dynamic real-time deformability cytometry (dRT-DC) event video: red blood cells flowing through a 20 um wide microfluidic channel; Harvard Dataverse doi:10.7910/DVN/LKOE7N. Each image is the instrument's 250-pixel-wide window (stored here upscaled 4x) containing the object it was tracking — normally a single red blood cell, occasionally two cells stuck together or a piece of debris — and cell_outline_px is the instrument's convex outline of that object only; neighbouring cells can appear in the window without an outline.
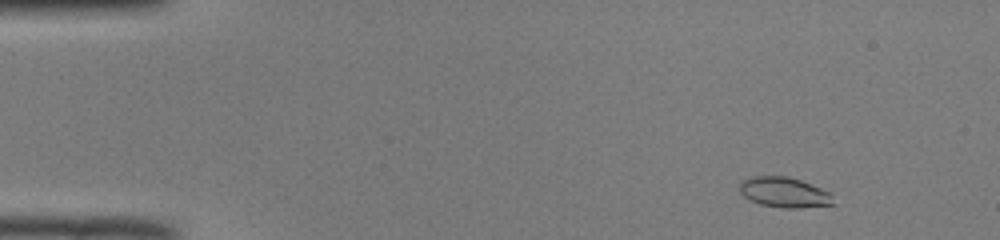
{"species": "common noctule bat (a hibernating species)", "species_latin": "Nyctalus noctula", "temperature_condition": "room temperature", "stored_images_in_passage": 50, "camera_frame_rate_fps": 3000, "um_per_image_px": 0.085, "animal": {"sex": "male", "body_mass_g": 19.0, "forearm_length_mm": 50.8}, "frame": {"image": 1, "passage_image": 4, "time_ms": 1.0, "image_size_px": [1000, 240], "cell_outline_px": [[836, 204], [800, 208], [784, 208], [760, 204], [748, 200], [740, 192], [740, 180], [752, 176], [788, 176], [800, 180], [832, 192]], "centroid_in_image_um": [66.69, 16.35], "position_along_channel_um": 18.3, "area_um2": 16.82}}
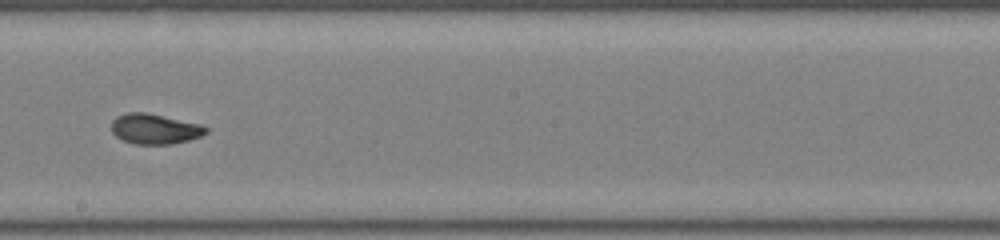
{"frame": {"image": 2, "passage_image": 28, "time_ms": 9.0, "image_size_px": [1000, 240], "cell_outline_px": [[208, 132], [200, 136], [188, 140], [172, 144], [132, 144], [116, 136], [112, 132], [112, 120], [116, 116], [128, 112], [144, 112], [200, 124], [208, 128]], "centroid_in_image_um": [13.14, 10.96], "position_along_channel_um": 235.1, "area_um2": 16.53}}
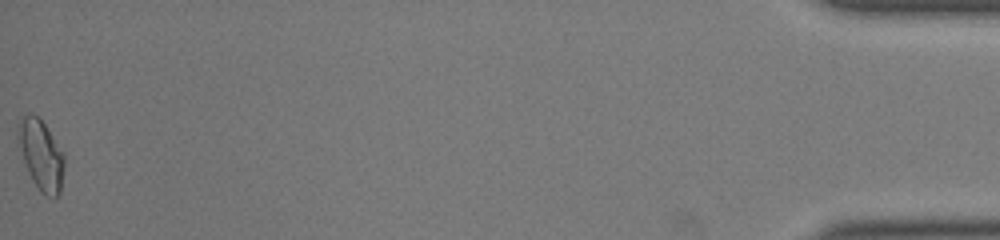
{"frame": {"image": 3, "passage_image": 50, "time_ms": 16.333, "image_size_px": [1000, 240], "cell_outline_px": [[64, 168], [60, 192], [56, 196], [44, 196], [40, 192], [32, 180], [24, 160], [16, 136], [20, 120], [28, 112], [32, 112], [44, 124], [64, 152]], "centroid_in_image_um": [3.5, 13.17], "position_along_channel_um": 431.7, "area_um2": 18.73}, "authors_computed_cell_mechanics": {"area_um2": 16.7909, "velocity_mm_per_s": 3.9928, "shape_relaxation_time_tau1_ms": 4.2521, "shape_relaxation_time_tau2_ms": 1.7979, "deformation_change_tau1": 0.1671, "deformation_change_tau2": 0.067}}